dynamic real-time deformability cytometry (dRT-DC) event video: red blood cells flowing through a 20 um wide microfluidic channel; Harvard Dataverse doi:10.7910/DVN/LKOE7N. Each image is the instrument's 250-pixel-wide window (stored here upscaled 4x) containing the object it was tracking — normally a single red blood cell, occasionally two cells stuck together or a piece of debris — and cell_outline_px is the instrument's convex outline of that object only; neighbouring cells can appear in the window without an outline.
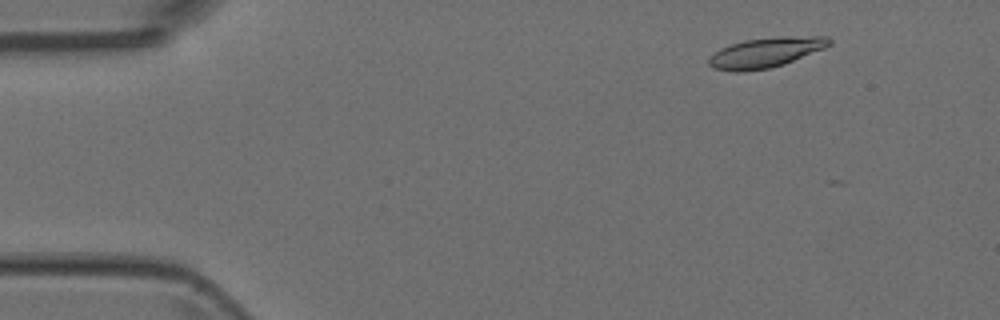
{"species": "Egyptian fruit bat (a non-hibernating species)", "species_latin": "Rousettus aegyptiacus", "temperature_condition": "room temperature", "stored_images_in_passage": 4, "segment_of_instrument_passage": [2, 2], "camera_frame_rate_fps": 3000, "um_per_image_px": 0.085, "animal": {"sex": "female"}, "frame": {"image": 1, "passage_image": 4, "time_ms": 1.0, "image_size_px": [1000, 320], "cell_outline_px": [[832, 44], [824, 48], [784, 64], [768, 68], [740, 72], [736, 72], [712, 68], [708, 64], [708, 60], [720, 48], [744, 40], [776, 36], [828, 36], [832, 40]], "centroid_in_image_um": [65.11, 4.45], "position_along_channel_um": 19.9, "area_um2": 21.04}}